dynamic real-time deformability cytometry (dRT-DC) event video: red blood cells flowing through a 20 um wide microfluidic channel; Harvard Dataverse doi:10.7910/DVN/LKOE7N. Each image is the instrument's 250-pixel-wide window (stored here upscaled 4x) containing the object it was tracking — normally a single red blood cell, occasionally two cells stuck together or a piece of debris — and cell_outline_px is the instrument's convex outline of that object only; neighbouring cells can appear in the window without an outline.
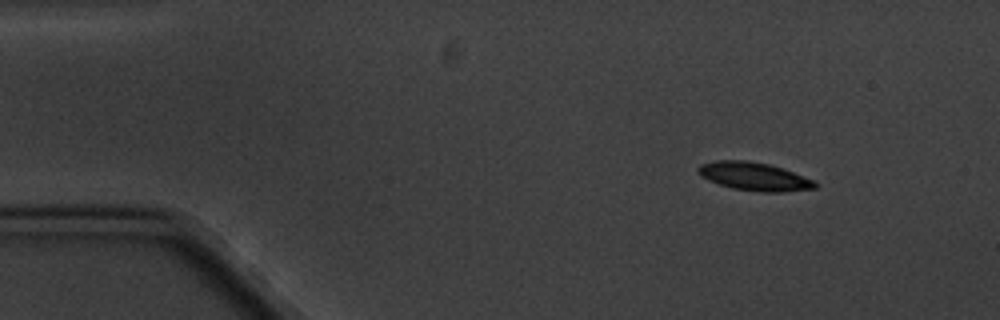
{"species": "common noctule bat (a hibernating species)", "species_latin": "Nyctalus noctula", "temperature_condition": "cold", "stored_images_in_passage": 6, "camera_frame_rate_fps": 3000, "um_per_image_px": 0.085, "animal": {"sex": "male", "body_mass_g": 20.1, "forearm_length_mm": 53.5}, "frame": {"image": 1, "passage_image": 2, "time_ms": 1.0, "image_size_px": [1000, 320], "cell_outline_px": [[820, 184], [816, 188], [784, 192], [760, 192], [732, 188], [708, 180], [700, 176], [696, 168], [700, 164], [716, 160], [744, 160], [768, 164], [816, 180]], "centroid_in_image_um": [64.12, 15.0], "position_along_channel_um": 20.9, "area_um2": 19.31}}
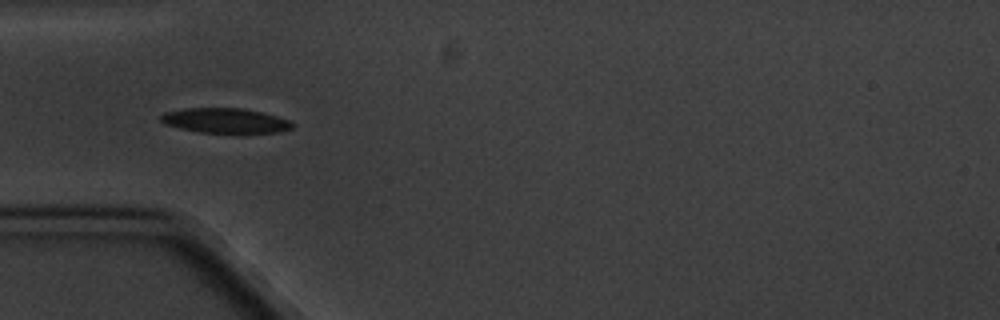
{"frame": {"image": 2, "passage_image": 5, "time_ms": 4.667, "image_size_px": [1000, 320], "cell_outline_px": [[296, 124], [292, 128], [280, 132], [200, 132], [180, 128], [164, 124], [160, 120], [160, 116], [164, 112], [184, 108], [244, 108], [276, 116], [288, 120]], "centroid_in_image_um": [19.12, 10.24], "position_along_channel_um": 65.9, "area_um2": 18.9}}